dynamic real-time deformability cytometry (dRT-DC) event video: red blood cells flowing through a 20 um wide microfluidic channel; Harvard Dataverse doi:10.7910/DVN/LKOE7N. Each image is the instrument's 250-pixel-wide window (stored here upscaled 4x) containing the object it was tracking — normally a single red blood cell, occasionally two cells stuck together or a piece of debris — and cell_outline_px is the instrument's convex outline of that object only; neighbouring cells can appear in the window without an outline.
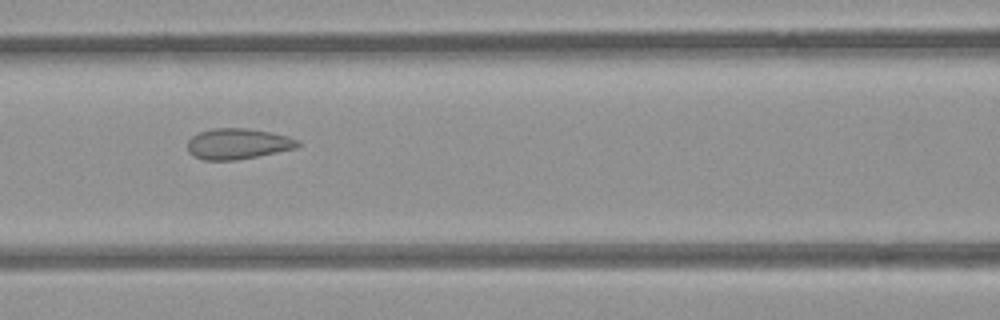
{"species": "common noctule bat (a hibernating species)", "species_latin": "Nyctalus noctula", "temperature_condition": "room temperature", "stored_images_in_passage": 7, "camera_frame_rate_fps": 3000, "um_per_image_px": 0.085, "animal": {"sex": "female", "body_mass_g": 21.9}, "frame": {"image": 1, "passage_image": 5, "time_ms": 1.333, "image_size_px": [1000, 320], "cell_outline_px": [[300, 144], [296, 148], [236, 160], [204, 160], [188, 152], [188, 140], [192, 136], [200, 132], [212, 128], [248, 128], [288, 136], [300, 140]], "centroid_in_image_um": [20.21, 12.21], "position_along_channel_um": 146.4, "area_um2": 19.59}}
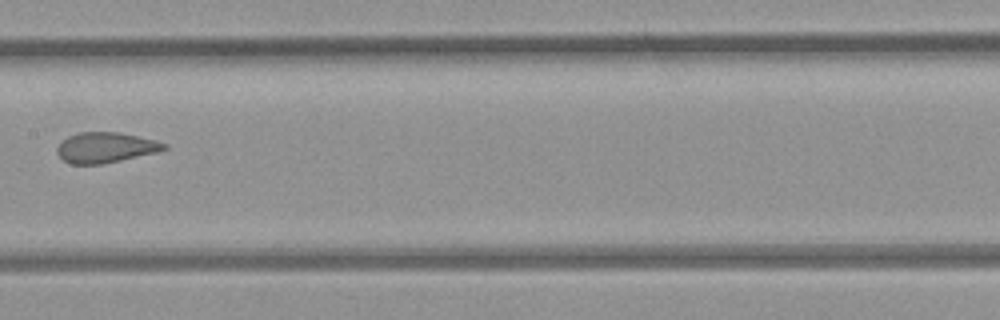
{"frame": {"image": 2, "passage_image": 6, "time_ms": 1.667, "image_size_px": [1000, 320], "cell_outline_px": [[168, 148], [156, 152], [104, 164], [72, 164], [64, 160], [56, 152], [56, 148], [68, 136], [80, 132], [120, 132], [156, 140], [168, 144]], "centroid_in_image_um": [8.99, 12.53], "position_along_channel_um": 198.4, "area_um2": 18.9}}
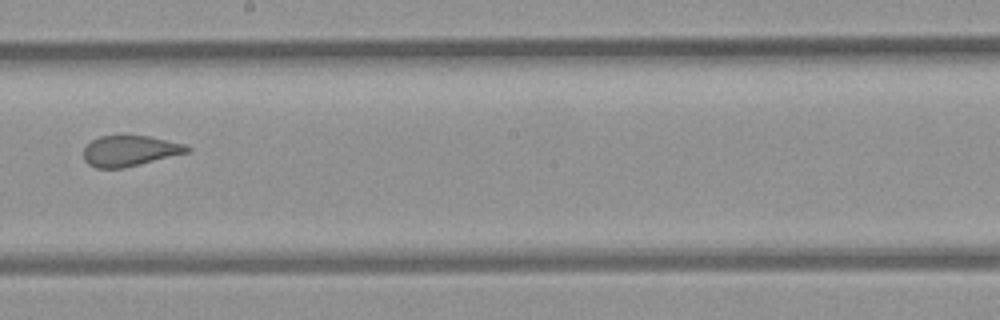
{"frame": {"image": 3, "passage_image": 7, "time_ms": 2.0, "image_size_px": [1000, 320], "cell_outline_px": [[192, 148], [188, 152], [124, 168], [96, 168], [88, 164], [84, 160], [84, 148], [92, 140], [100, 136], [148, 136], [184, 144]], "centroid_in_image_um": [11.01, 12.83], "position_along_channel_um": 237.2, "area_um2": 18.26}}